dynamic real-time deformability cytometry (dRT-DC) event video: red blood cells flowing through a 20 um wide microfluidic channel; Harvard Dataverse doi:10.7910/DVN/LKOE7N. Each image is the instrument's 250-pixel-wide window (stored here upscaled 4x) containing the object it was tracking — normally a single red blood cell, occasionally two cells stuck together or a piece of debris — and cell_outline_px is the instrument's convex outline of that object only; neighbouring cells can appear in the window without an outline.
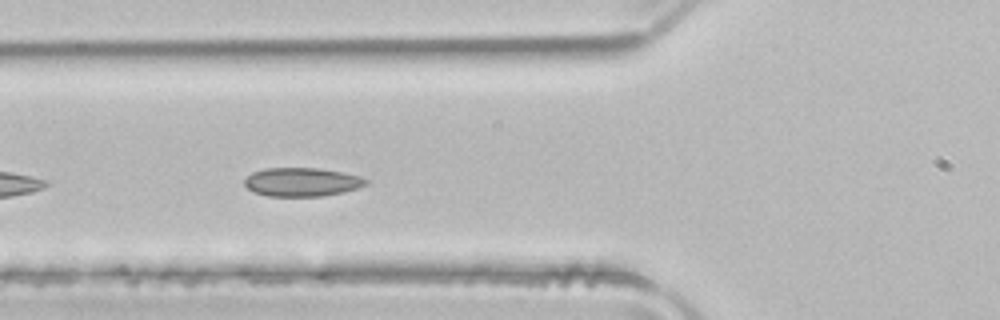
{"species": "common noctule bat (a hibernating species)", "species_latin": "Nyctalus noctula", "temperature_condition": "room temperature", "stored_images_in_passage": 6, "camera_frame_rate_fps": 3000, "um_per_image_px": 0.085, "animal": {"sex": "male", "body_mass_g": 21.5, "forearm_length_mm": 52.0}, "frame": {"image": 1, "passage_image": 5, "time_ms": 1.333, "image_size_px": [1000, 320], "cell_outline_px": [[368, 184], [356, 188], [340, 192], [320, 196], [268, 196], [252, 192], [244, 184], [244, 180], [252, 172], [264, 168], [316, 168], [340, 172], [360, 176], [368, 180]], "centroid_in_image_um": [25.61, 15.47], "position_along_channel_um": 100.2, "area_um2": 20.11}}